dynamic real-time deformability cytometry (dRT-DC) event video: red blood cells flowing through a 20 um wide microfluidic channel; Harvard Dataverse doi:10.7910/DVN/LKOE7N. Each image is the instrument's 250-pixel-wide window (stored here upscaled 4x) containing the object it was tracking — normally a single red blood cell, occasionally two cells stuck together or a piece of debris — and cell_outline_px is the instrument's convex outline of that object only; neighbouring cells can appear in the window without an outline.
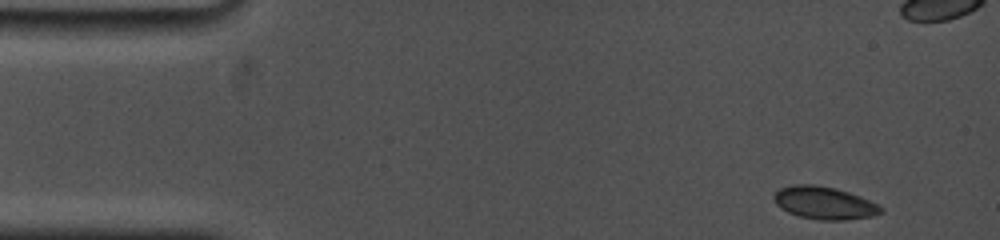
{"species": "common noctule bat (a hibernating species)", "species_latin": "Nyctalus noctula", "temperature_condition": "cold", "stored_images_in_passage": 23, "camera_frame_rate_fps": 5000, "um_per_image_px": 0.085, "animal": {"sex": "female", "body_mass_g": 19.0, "forearm_length_mm": 53.3}, "frame": {"image": 1, "passage_image": 1, "time_ms": 0.0, "image_size_px": [1000, 240], "cell_outline_px": [[884, 212], [872, 216], [844, 220], [820, 220], [800, 216], [788, 212], [780, 208], [776, 204], [772, 196], [780, 188], [792, 184], [812, 184], [836, 188], [860, 196], [884, 208]], "centroid_in_image_um": [70.05, 17.24], "position_along_channel_um": 15.0, "area_um2": 20.35}}